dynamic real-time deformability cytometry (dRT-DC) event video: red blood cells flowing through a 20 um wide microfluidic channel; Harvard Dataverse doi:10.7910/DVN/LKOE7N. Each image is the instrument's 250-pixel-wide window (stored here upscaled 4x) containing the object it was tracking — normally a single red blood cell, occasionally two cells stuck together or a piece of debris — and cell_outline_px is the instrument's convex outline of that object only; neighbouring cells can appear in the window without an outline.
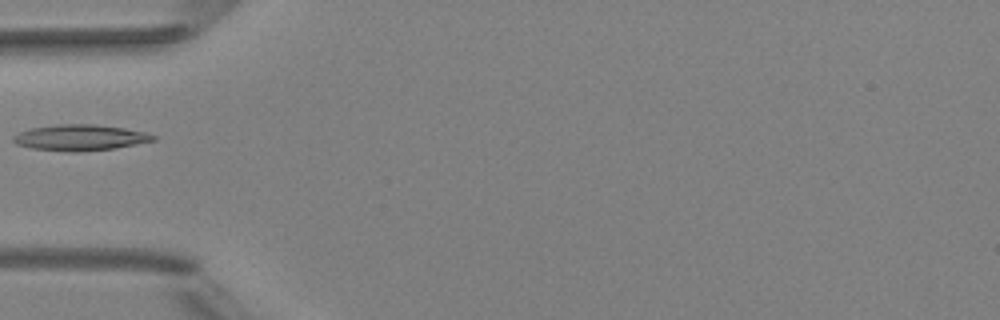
{"species": "Egyptian fruit bat (a non-hibernating species)", "species_latin": "Rousettus aegyptiacus", "temperature_condition": "room temperature", "stored_images_in_passage": 2, "camera_frame_rate_fps": 3000, "um_per_image_px": 0.085, "animal": {"sex": "female"}, "frame": {"image": 1, "passage_image": 2, "time_ms": 1.0, "image_size_px": [1000, 320], "cell_outline_px": [[156, 140], [116, 148], [76, 152], [72, 152], [32, 148], [16, 144], [12, 140], [12, 136], [20, 132], [32, 128], [56, 124], [92, 124], [124, 128], [144, 132], [156, 136]], "centroid_in_image_um": [6.8, 11.69], "position_along_channel_um": 78.2, "area_um2": 21.04}}